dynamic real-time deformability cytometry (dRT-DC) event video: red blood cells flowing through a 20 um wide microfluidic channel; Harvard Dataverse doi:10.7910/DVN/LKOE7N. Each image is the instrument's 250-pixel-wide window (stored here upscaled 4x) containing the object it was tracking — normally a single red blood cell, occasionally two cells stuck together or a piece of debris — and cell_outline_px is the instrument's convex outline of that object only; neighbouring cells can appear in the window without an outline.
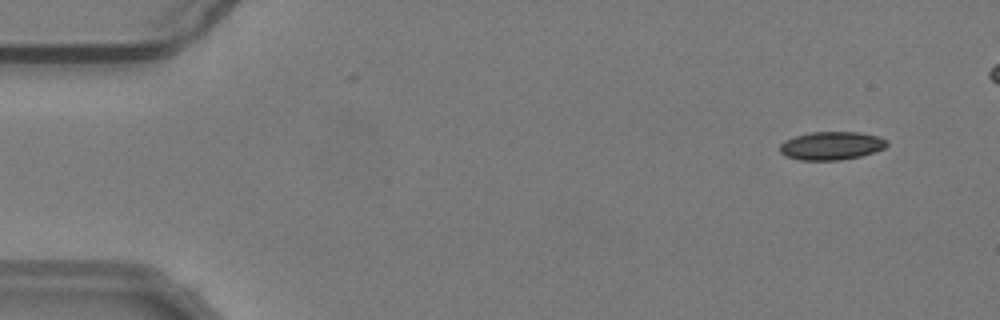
{"species": "common noctule bat (a hibernating species)", "species_latin": "Nyctalus noctula", "temperature_condition": "warm", "stored_images_in_passage": 48, "camera_frame_rate_fps": 3000, "um_per_image_px": 0.085, "animal": {"sex": "male", "body_mass_g": 19.2, "forearm_length_mm": 51.8}, "frame": {"image": 1, "passage_image": 1, "time_ms": 0.0, "image_size_px": [1000, 320], "cell_outline_px": [[888, 144], [884, 148], [860, 156], [840, 160], [800, 160], [784, 156], [780, 152], [780, 144], [784, 140], [796, 136], [812, 132], [860, 132], [876, 136], [888, 140]], "centroid_in_image_um": [70.64, 12.39], "position_along_channel_um": 14.4, "area_um2": 17.57}}
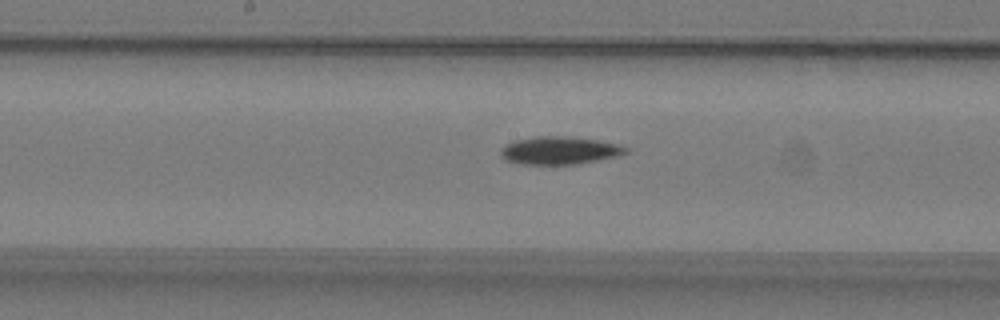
{"frame": {"image": 2, "passage_image": 25, "time_ms": 8.0, "image_size_px": [1000, 320], "cell_outline_px": [[628, 152], [596, 160], [576, 164], [520, 164], [504, 160], [500, 156], [500, 148], [504, 144], [516, 140], [536, 136], [568, 136], [600, 140], [620, 144], [628, 148]], "centroid_in_image_um": [47.49, 12.78], "position_along_channel_um": 200.7, "area_um2": 20.35}}
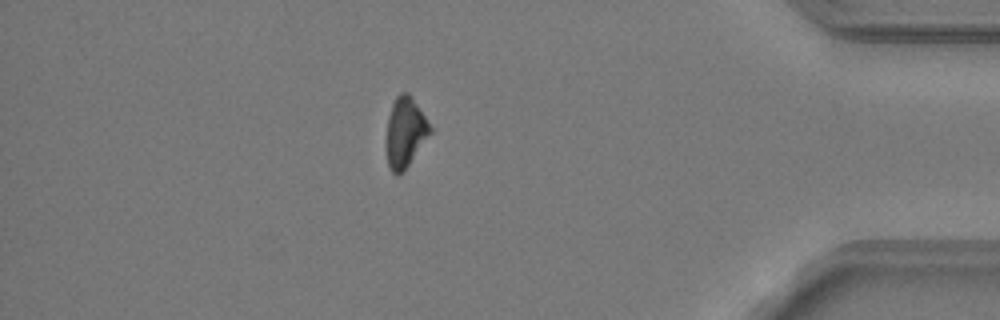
{"frame": {"image": 3, "passage_image": 44, "time_ms": 14.333, "image_size_px": [1000, 320], "cell_outline_px": [[432, 132], [408, 164], [400, 172], [392, 172], [388, 164], [384, 144], [388, 116], [392, 104], [396, 96], [400, 92], [408, 92], [412, 96], [432, 128]], "centroid_in_image_um": [34.41, 11.19], "position_along_channel_um": 400.8, "area_um2": 17.86}, "authors_computed_cell_mechanics": {"area_um2": 19.2763, "velocity_mm_per_s": 3.7956, "shape_relaxation_time_tau1_ms": 5.8045, "shape_relaxation_time_tau2_ms": null, "deformation_change_tau1": 0.1219, "deformation_change_tau2": null}}